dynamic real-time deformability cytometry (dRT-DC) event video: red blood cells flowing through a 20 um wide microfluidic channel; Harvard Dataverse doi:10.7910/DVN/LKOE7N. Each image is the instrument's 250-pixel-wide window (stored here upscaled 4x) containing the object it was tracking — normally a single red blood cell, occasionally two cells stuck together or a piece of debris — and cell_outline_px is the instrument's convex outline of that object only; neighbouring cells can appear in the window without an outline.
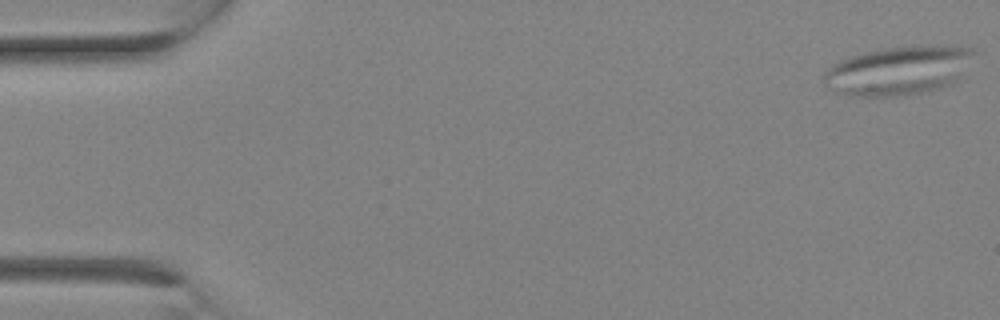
{"species": "Egyptian fruit bat (a non-hibernating species)", "species_latin": "Rousettus aegyptiacus", "temperature_condition": "room temperature", "stored_images_in_passage": 10, "camera_frame_rate_fps": 3000, "um_per_image_px": 0.085, "animal": {"sex": "female"}, "frame": {"image": 1, "passage_image": 1, "time_ms": 0.0, "image_size_px": [1000, 320], "cell_outline_px": [[976, 52], [960, 76], [952, 84], [940, 88], [920, 92], [896, 96], [848, 96], [836, 92], [828, 88], [824, 84], [820, 76], [832, 64], [840, 60], [852, 56], [884, 48], [976, 48]], "centroid_in_image_um": [76.26, 6.05], "position_along_channel_um": 8.7, "area_um2": 41.62}}